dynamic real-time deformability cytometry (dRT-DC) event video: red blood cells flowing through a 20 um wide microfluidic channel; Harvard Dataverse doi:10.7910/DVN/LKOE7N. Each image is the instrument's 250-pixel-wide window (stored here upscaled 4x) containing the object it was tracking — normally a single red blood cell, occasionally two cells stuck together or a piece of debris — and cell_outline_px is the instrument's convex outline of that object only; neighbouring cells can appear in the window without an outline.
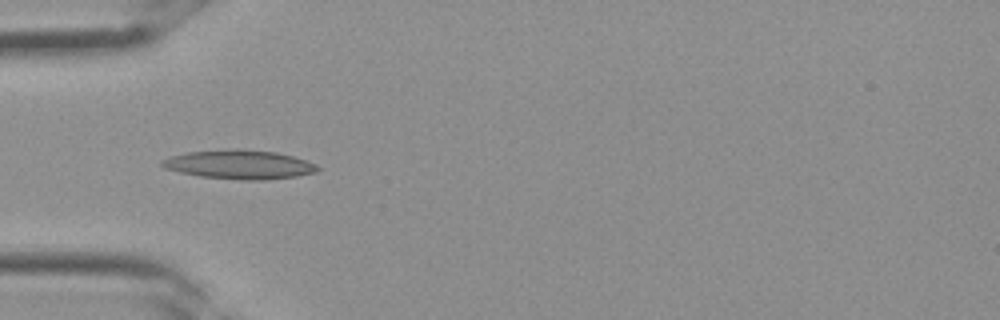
{"species": "Egyptian fruit bat (a non-hibernating species)", "species_latin": "Rousettus aegyptiacus", "temperature_condition": "room temperature", "stored_images_in_passage": 10, "camera_frame_rate_fps": 3000, "um_per_image_px": 0.085, "frame": {"image": 1, "passage_image": 5, "time_ms": 1.333, "image_size_px": [1000, 320], "cell_outline_px": [[320, 168], [316, 172], [296, 176], [264, 180], [240, 180], [200, 176], [180, 172], [164, 168], [160, 164], [160, 160], [172, 156], [188, 152], [236, 148], [276, 152], [292, 156], [316, 164]], "centroid_in_image_um": [20.33, 13.98], "position_along_channel_um": 64.7, "area_um2": 26.24}}